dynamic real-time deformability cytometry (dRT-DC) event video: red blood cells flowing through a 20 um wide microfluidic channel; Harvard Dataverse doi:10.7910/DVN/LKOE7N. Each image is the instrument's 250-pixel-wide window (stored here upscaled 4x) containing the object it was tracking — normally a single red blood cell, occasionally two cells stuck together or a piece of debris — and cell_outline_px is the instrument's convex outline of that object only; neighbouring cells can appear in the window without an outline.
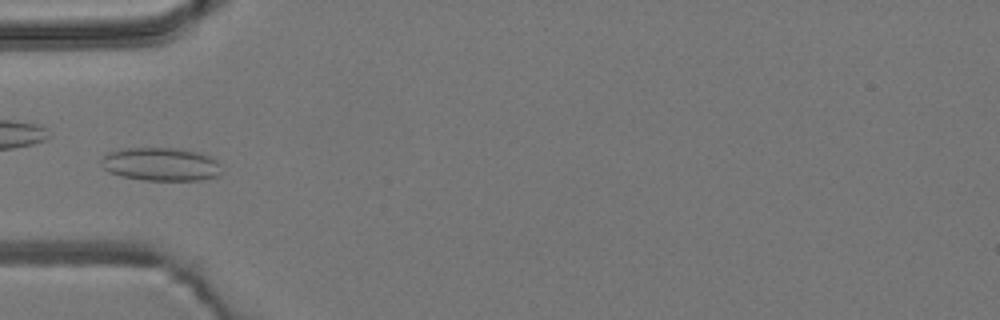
{"species": "common noctule bat (a hibernating species)", "species_latin": "Nyctalus noctula", "temperature_condition": "room temperature", "stored_images_in_passage": 6, "camera_frame_rate_fps": 3000, "um_per_image_px": 0.085, "animal": {"sex": "male", "body_mass_g": 19.2, "forearm_length_mm": 51.8}, "frame": {"image": 1, "passage_image": 5, "time_ms": 4.667, "image_size_px": [1000, 320], "cell_outline_px": [[220, 176], [200, 180], [144, 180], [120, 176], [108, 172], [100, 164], [100, 160], [108, 152], [124, 148], [180, 148], [200, 152], [216, 160], [220, 164]], "centroid_in_image_um": [13.66, 13.96], "position_along_channel_um": 71.3, "area_um2": 23.58}}
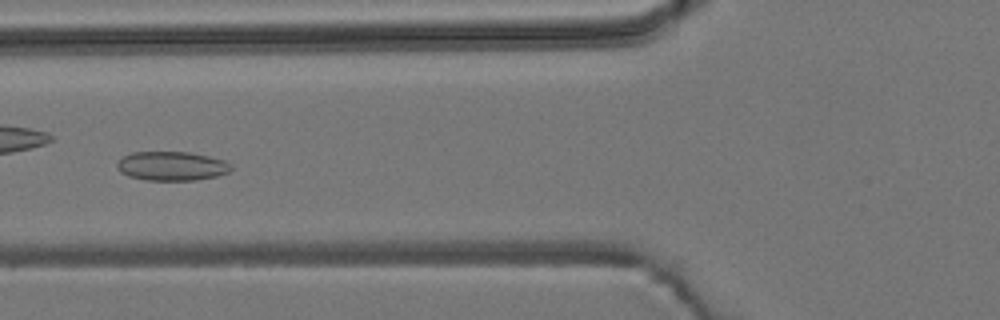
{"frame": {"image": 2, "passage_image": 6, "time_ms": 5.667, "image_size_px": [1000, 320], "cell_outline_px": [[232, 168], [228, 172], [216, 176], [196, 180], [148, 180], [128, 176], [120, 172], [116, 168], [116, 164], [124, 156], [132, 152], [188, 152], [208, 156], [224, 160], [232, 164]], "centroid_in_image_um": [14.59, 14.11], "position_along_channel_um": 111.2, "area_um2": 19.31}}